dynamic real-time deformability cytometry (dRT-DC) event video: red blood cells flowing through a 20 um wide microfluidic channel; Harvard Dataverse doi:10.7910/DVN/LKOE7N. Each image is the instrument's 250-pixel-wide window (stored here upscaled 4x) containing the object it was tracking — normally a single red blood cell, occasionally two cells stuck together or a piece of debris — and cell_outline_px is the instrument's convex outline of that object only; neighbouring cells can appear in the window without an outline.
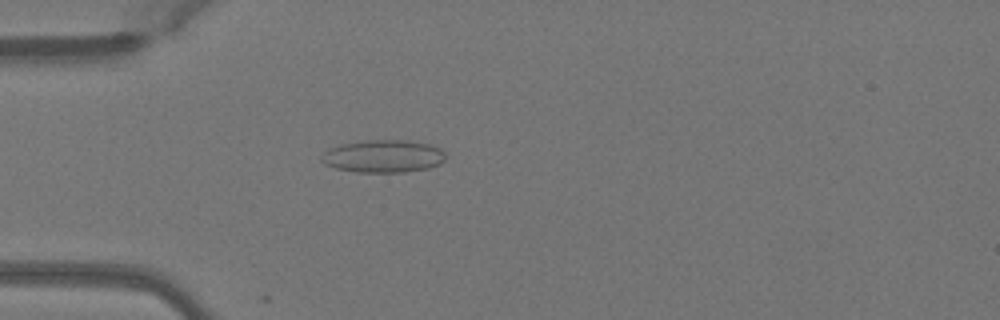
{"species": "Egyptian fruit bat (a non-hibernating species)", "species_latin": "Rousettus aegyptiacus", "temperature_condition": "warm", "stored_images_in_passage": 9, "camera_frame_rate_fps": 3000, "um_per_image_px": 0.085, "animal": {"sex": "female"}, "frame": {"image": 1, "passage_image": 3, "time_ms": 0.667, "image_size_px": [1000, 320], "cell_outline_px": [[444, 160], [440, 164], [428, 168], [404, 172], [356, 172], [336, 168], [324, 164], [320, 160], [320, 156], [328, 148], [340, 144], [368, 140], [408, 140], [428, 144], [440, 148], [444, 152]], "centroid_in_image_um": [32.55, 13.28], "position_along_channel_um": 52.5, "area_um2": 23.7}}
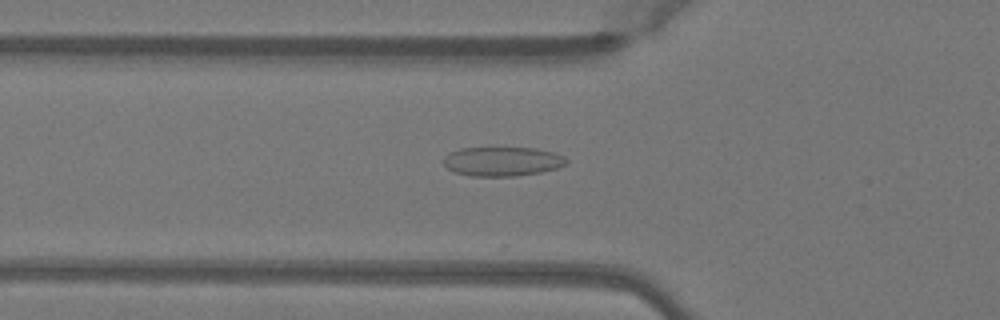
{"frame": {"image": 2, "passage_image": 6, "time_ms": 1.667, "image_size_px": [1000, 320], "cell_outline_px": [[568, 164], [556, 168], [540, 172], [516, 176], [472, 176], [456, 172], [448, 168], [444, 164], [444, 156], [460, 148], [536, 148], [552, 152], [564, 156], [568, 160]], "centroid_in_image_um": [42.73, 13.72], "position_along_channel_um": 83.1, "area_um2": 20.81}}